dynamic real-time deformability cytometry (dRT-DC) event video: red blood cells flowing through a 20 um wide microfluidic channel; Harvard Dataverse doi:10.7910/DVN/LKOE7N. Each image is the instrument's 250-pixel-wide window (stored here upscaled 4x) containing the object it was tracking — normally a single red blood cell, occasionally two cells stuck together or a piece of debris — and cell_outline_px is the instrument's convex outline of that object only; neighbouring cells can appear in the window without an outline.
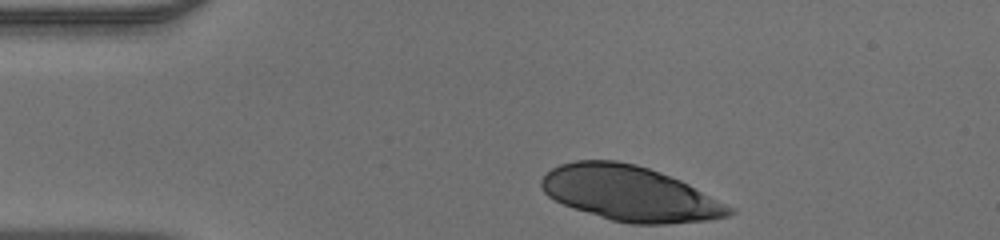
{"species": "human", "species_latin": "Homo sapiens", "temperature_condition": "warm", "stored_images_in_passage": 32, "camera_frame_rate_fps": 3000, "um_per_image_px": 0.085, "donor": {"sex": "male"}, "frame": {"image": 1, "passage_image": 1, "time_ms": 0.0, "image_size_px": [1000, 240], "cell_outline_px": [[736, 212], [728, 216], [708, 220], [668, 224], [632, 224], [612, 220], [572, 208], [548, 196], [544, 192], [540, 184], [540, 180], [552, 168], [560, 164], [576, 160], [616, 160], [636, 164], [660, 172], [680, 180], [736, 208]], "centroid_in_image_um": [53.56, 16.45], "position_along_channel_um": 31.4, "area_um2": 60.17}}